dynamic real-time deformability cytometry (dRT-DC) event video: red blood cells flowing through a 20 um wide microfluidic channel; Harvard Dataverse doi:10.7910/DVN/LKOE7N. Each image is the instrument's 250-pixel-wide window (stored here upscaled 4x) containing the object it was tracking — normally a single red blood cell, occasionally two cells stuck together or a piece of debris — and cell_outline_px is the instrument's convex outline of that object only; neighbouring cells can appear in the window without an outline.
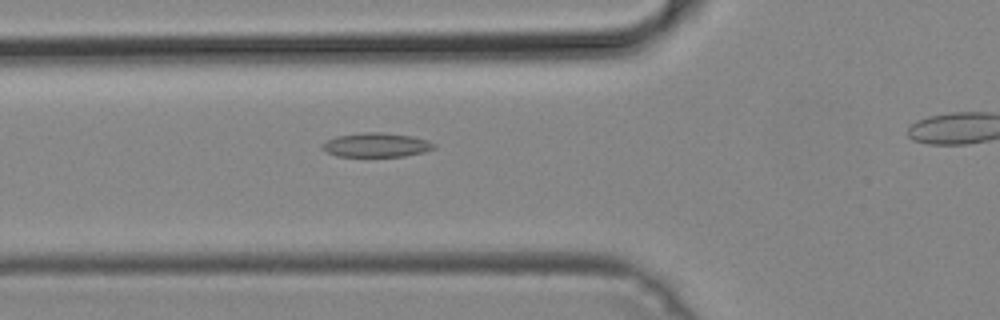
{"species": "common noctule bat (a hibernating species)", "species_latin": "Nyctalus noctula", "temperature_condition": "cold", "stored_images_in_passage": 38, "camera_frame_rate_fps": 3000, "um_per_image_px": 0.085, "animal": {"sex": "male", "body_mass_g": 19.2, "forearm_length_mm": 51.8}, "frame": {"image": 1, "passage_image": 15, "time_ms": 4.667, "image_size_px": [1000, 320], "cell_outline_px": [[436, 148], [424, 152], [404, 156], [336, 156], [320, 148], [320, 144], [336, 136], [364, 132], [380, 132], [412, 136], [428, 140], [436, 144]], "centroid_in_image_um": [31.99, 12.32], "position_along_channel_um": 93.8, "area_um2": 15.78}}
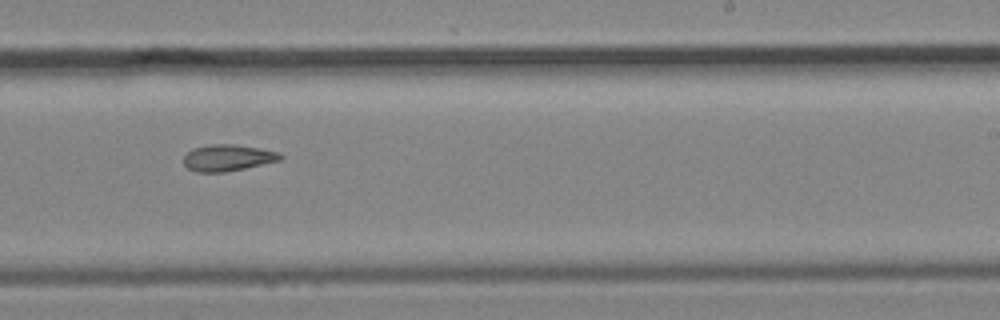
{"frame": {"image": 2, "passage_image": 28, "time_ms": 9.0, "image_size_px": [1000, 320], "cell_outline_px": [[284, 156], [280, 160], [244, 168], [224, 172], [196, 172], [188, 168], [184, 164], [184, 156], [192, 148], [212, 144], [236, 144], [260, 148], [280, 152]], "centroid_in_image_um": [19.37, 13.4], "position_along_channel_um": 269.6, "area_um2": 14.91}}
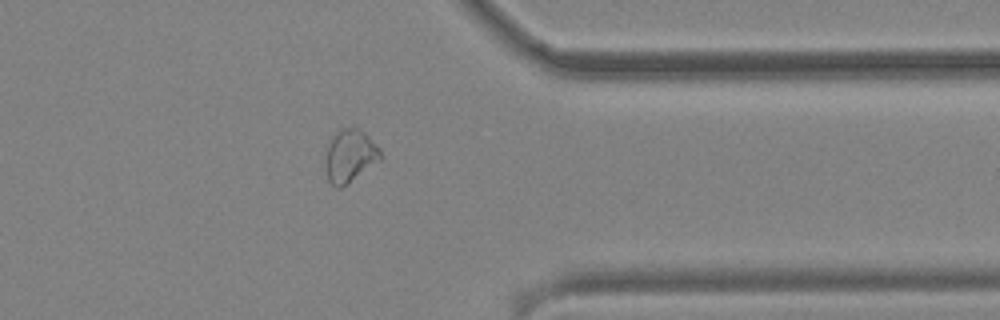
{"frame": {"image": 3, "passage_image": 37, "time_ms": 12.0, "image_size_px": [1000, 320], "cell_outline_px": [[380, 160], [348, 184], [340, 188], [336, 188], [328, 180], [324, 160], [328, 144], [336, 132], [340, 128], [360, 128], [380, 148]], "centroid_in_image_um": [29.72, 13.26], "position_along_channel_um": 381.7, "area_um2": 16.94}}